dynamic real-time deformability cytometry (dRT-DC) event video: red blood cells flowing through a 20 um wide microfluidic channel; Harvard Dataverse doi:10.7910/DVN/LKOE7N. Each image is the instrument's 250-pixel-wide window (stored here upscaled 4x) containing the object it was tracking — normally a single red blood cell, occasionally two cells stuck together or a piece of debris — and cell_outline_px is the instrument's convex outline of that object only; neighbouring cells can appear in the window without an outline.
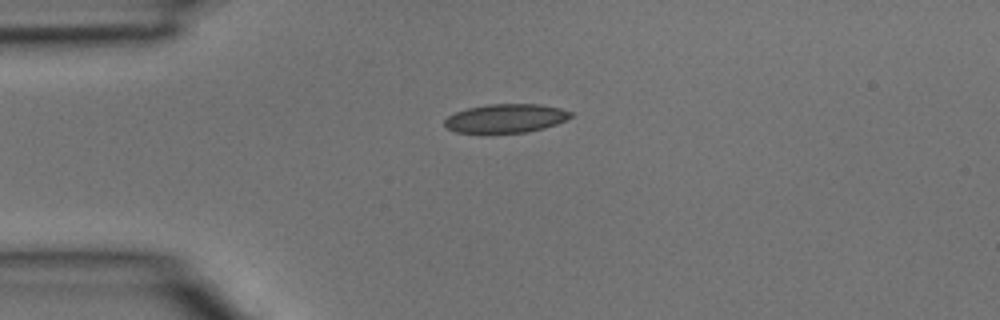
{"species": "common noctule bat (a hibernating species)", "species_latin": "Nyctalus noctula", "temperature_condition": "room temperature", "stored_images_in_passage": 2, "camera_frame_rate_fps": 3000, "um_per_image_px": 0.085, "animal": {"sex": "male", "body_mass_g": 15.6}, "frame": {"image": 1, "passage_image": 1, "time_ms": 0.0, "image_size_px": [1000, 320], "cell_outline_px": [[576, 116], [556, 124], [544, 128], [524, 132], [456, 132], [448, 128], [444, 124], [444, 120], [448, 116], [456, 112], [468, 108], [488, 104], [540, 104], [560, 108], [572, 112]], "centroid_in_image_um": [43.04, 10.04], "position_along_channel_um": 42.0, "area_um2": 20.98}}